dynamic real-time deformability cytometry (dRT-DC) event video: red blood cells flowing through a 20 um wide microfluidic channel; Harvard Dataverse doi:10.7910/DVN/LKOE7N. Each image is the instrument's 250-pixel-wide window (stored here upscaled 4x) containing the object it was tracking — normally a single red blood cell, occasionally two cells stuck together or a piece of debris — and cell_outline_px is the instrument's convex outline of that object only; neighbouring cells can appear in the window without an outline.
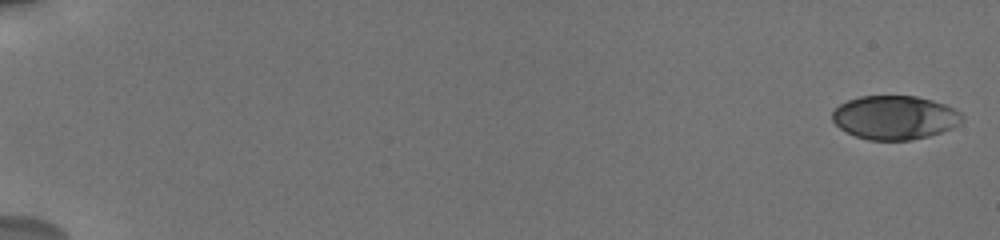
{"species": "human", "species_latin": "Homo sapiens", "temperature_condition": "cold", "stored_images_in_passage": 17, "camera_frame_rate_fps": 3000, "um_per_image_px": 0.085, "donor": {"sex": "male"}, "frame": {"image": 1, "passage_image": 1, "time_ms": 0.0, "image_size_px": [1000, 240], "cell_outline_px": [[964, 120], [960, 124], [952, 128], [928, 136], [908, 140], [868, 140], [856, 136], [840, 128], [832, 120], [832, 112], [840, 104], [848, 100], [860, 96], [916, 96], [932, 100], [944, 104], [960, 112], [964, 116]], "centroid_in_image_um": [76.06, 9.98], "position_along_channel_um": 8.9, "area_um2": 33.06}}
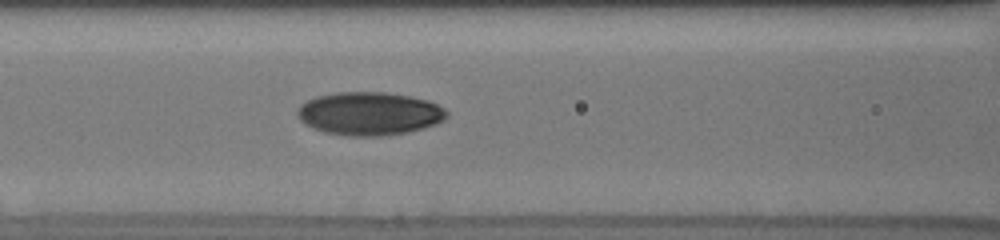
{"frame": {"image": 2, "passage_image": 10, "time_ms": 8.667, "image_size_px": [1000, 240], "cell_outline_px": [[448, 116], [444, 120], [436, 124], [424, 128], [408, 132], [380, 136], [348, 136], [324, 132], [312, 128], [304, 124], [300, 120], [296, 112], [300, 104], [316, 96], [336, 92], [384, 92], [408, 96], [428, 100], [444, 108], [448, 112]], "centroid_in_image_um": [31.38, 9.66], "position_along_channel_um": 135.2, "area_um2": 37.8}}
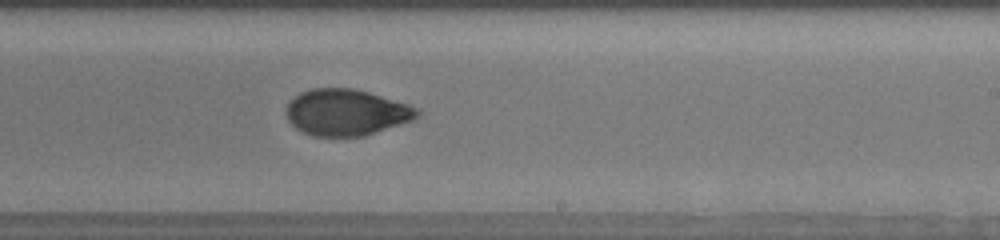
{"frame": {"image": 3, "passage_image": 17, "time_ms": 12.0, "image_size_px": [1000, 240], "cell_outline_px": [[420, 116], [412, 120], [364, 136], [312, 136], [300, 132], [288, 120], [288, 104], [300, 92], [312, 88], [352, 88], [368, 92], [408, 104], [420, 108]], "centroid_in_image_um": [29.45, 9.55], "position_along_channel_um": 259.5, "area_um2": 35.2}}